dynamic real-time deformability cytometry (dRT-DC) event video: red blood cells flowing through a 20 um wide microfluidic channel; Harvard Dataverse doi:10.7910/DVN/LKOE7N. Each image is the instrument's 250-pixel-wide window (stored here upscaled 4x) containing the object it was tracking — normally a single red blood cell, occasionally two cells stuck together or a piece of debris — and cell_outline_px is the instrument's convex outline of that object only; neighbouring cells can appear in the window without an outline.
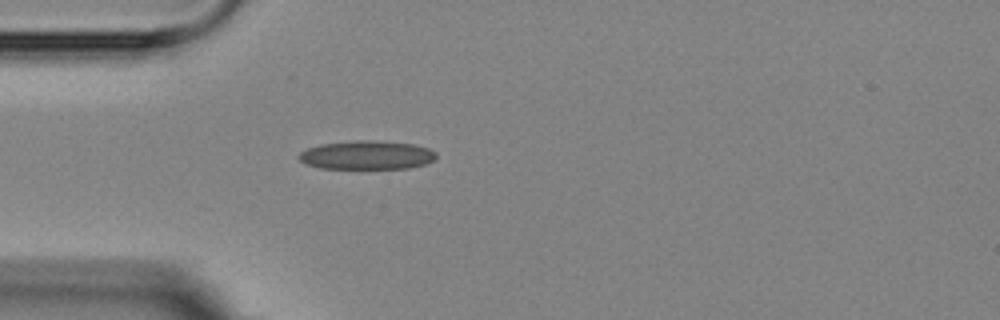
{"species": "Egyptian fruit bat (a non-hibernating species)", "species_latin": "Rousettus aegyptiacus", "temperature_condition": "room temperature", "stored_images_in_passage": 1, "camera_frame_rate_fps": 3000, "um_per_image_px": 0.085, "animal": {"sex": "female"}, "frame": {"image": 1, "passage_image": 1, "time_ms": 0.0, "image_size_px": [1000, 320], "cell_outline_px": [[436, 156], [432, 160], [424, 164], [408, 168], [320, 168], [304, 164], [296, 156], [300, 152], [308, 148], [320, 144], [356, 140], [372, 140], [412, 144], [428, 148], [436, 152]], "centroid_in_image_um": [31.12, 13.18], "position_along_channel_um": 53.9, "area_um2": 22.89}}